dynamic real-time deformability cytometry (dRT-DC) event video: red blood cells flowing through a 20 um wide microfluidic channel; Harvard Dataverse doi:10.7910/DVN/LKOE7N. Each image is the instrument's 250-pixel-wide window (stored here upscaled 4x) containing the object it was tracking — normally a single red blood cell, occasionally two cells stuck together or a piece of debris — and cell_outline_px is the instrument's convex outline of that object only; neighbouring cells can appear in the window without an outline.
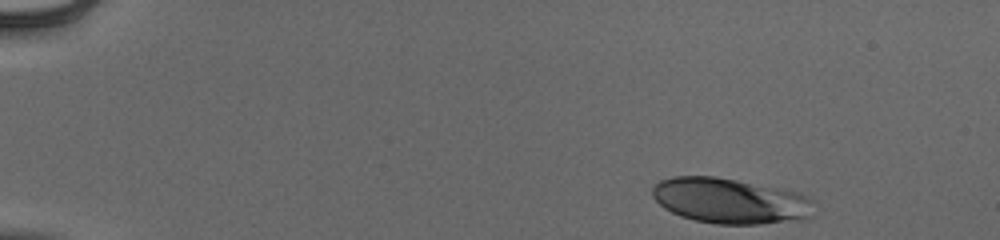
{"species": "human", "species_latin": "Homo sapiens", "temperature_condition": "cold", "stored_images_in_passage": 42, "camera_frame_rate_fps": 3000, "um_per_image_px": 0.085, "donor": {"sex": "male"}, "frame": {"image": 1, "passage_image": 1, "time_ms": 0.0, "image_size_px": [1000, 240], "cell_outline_px": [[816, 216], [804, 220], [760, 224], [716, 224], [696, 220], [680, 216], [664, 208], [652, 196], [652, 188], [660, 180], [672, 176], [716, 176], [796, 192], [808, 196], [812, 200]], "centroid_in_image_um": [62.11, 17.08], "position_along_channel_um": 22.9, "area_um2": 43.06}}
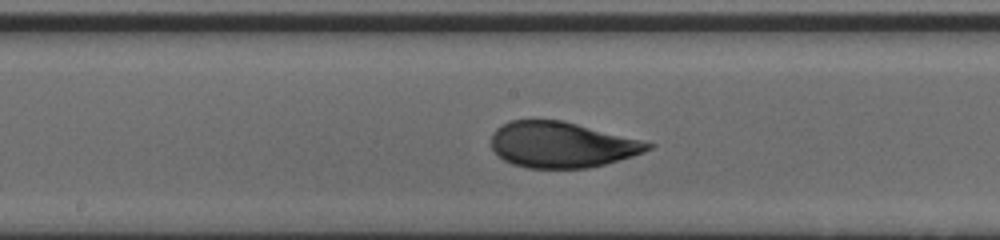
{"frame": {"image": 2, "passage_image": 24, "time_ms": 7.667, "image_size_px": [1000, 240], "cell_outline_px": [[656, 144], [652, 148], [644, 152], [632, 156], [604, 164], [588, 168], [528, 168], [512, 164], [504, 160], [492, 148], [492, 132], [496, 128], [512, 120], [560, 120]], "centroid_in_image_um": [47.73, 12.31], "position_along_channel_um": 200.5, "area_um2": 41.27}}
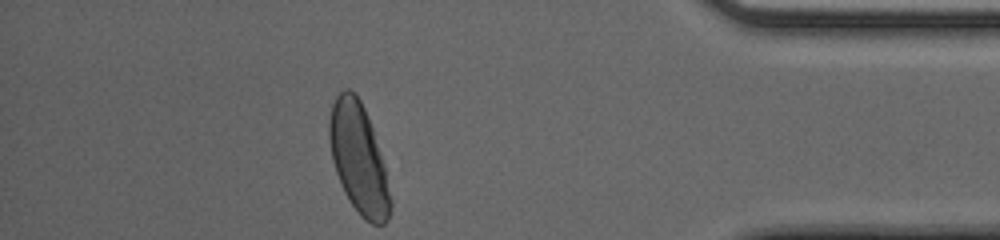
{"frame": {"image": 3, "passage_image": 42, "time_ms": 13.667, "image_size_px": [1000, 240], "cell_outline_px": [[392, 208], [388, 220], [384, 224], [372, 224], [364, 220], [360, 216], [348, 200], [344, 192], [336, 172], [332, 160], [328, 136], [328, 120], [332, 104], [336, 96], [344, 88], [348, 88], [360, 100], [364, 108], [372, 128], [384, 168], [392, 200]], "centroid_in_image_um": [30.46, 13.52], "position_along_channel_um": 404.7, "area_um2": 39.02}, "authors_computed_cell_mechanics": {"area_um2": 41.7316, "velocity_mm_per_s": 3.9167, "shape_relaxation_time_tau1_ms": 3.1118, "shape_relaxation_time_tau2_ms": 0.8362, "deformation_change_tau1": 0.1777, "deformation_change_tau2": 0.0655}}